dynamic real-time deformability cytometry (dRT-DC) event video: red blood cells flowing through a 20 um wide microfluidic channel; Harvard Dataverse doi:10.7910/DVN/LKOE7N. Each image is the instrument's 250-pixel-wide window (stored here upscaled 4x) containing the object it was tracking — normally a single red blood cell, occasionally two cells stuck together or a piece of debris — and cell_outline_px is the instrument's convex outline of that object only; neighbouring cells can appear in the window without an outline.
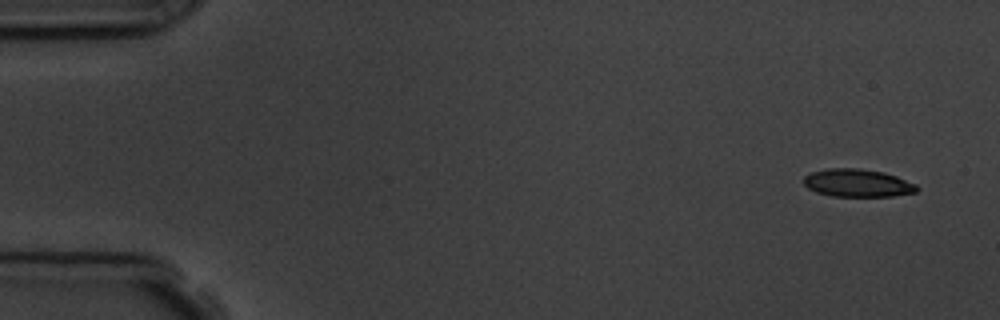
{"species": "common noctule bat (a hibernating species)", "species_latin": "Nyctalus noctula", "temperature_condition": "room temperature", "stored_images_in_passage": 6, "camera_frame_rate_fps": 3000, "um_per_image_px": 0.085, "animal": {"sex": "male", "body_mass_g": 19.5, "forearm_length_mm": 54.6}, "frame": {"image": 1, "passage_image": 1, "time_ms": 0.0, "image_size_px": [1000, 320], "cell_outline_px": [[920, 188], [916, 192], [892, 196], [832, 196], [816, 192], [808, 188], [804, 184], [804, 176], [812, 172], [828, 168], [860, 168], [884, 172], [896, 176], [916, 184]], "centroid_in_image_um": [72.9, 15.55], "position_along_channel_um": 12.1, "area_um2": 18.38}}
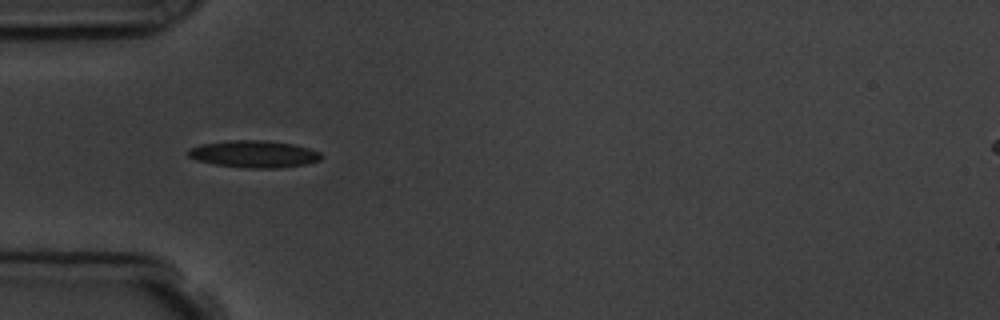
{"frame": {"image": 2, "passage_image": 5, "time_ms": 4.667, "image_size_px": [1000, 320], "cell_outline_px": [[324, 156], [320, 160], [308, 164], [276, 168], [244, 168], [216, 164], [196, 160], [188, 156], [188, 148], [200, 144], [224, 140], [264, 140], [296, 144], [320, 152]], "centroid_in_image_um": [21.6, 13.08], "position_along_channel_um": 63.4, "area_um2": 21.27}}